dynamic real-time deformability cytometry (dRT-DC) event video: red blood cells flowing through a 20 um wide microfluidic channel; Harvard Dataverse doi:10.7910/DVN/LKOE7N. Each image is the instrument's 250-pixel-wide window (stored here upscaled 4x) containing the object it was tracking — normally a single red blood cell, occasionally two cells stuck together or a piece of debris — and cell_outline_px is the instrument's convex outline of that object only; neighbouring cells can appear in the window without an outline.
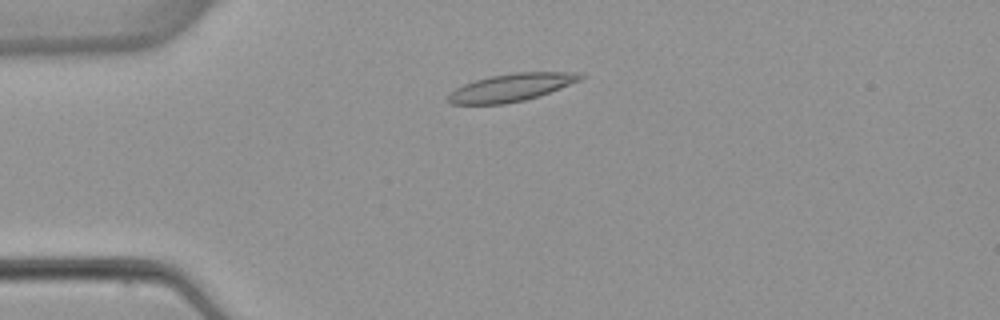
{"species": "common noctule bat (a hibernating species)", "species_latin": "Nyctalus noctula", "temperature_condition": "warm", "stored_images_in_passage": 4, "camera_frame_rate_fps": 3000, "um_per_image_px": 0.085, "animal": {"sex": "female", "body_mass_g": 22.7, "forearm_length_mm": 54.2}, "frame": {"image": 1, "passage_image": 3, "time_ms": 2.667, "image_size_px": [1000, 320], "cell_outline_px": [[588, 76], [580, 80], [560, 88], [524, 100], [504, 104], [452, 104], [448, 100], [448, 96], [456, 88], [464, 84], [476, 80], [492, 76], [512, 72], [580, 72]], "centroid_in_image_um": [43.5, 7.42], "position_along_channel_um": 41.5, "area_um2": 21.1}}